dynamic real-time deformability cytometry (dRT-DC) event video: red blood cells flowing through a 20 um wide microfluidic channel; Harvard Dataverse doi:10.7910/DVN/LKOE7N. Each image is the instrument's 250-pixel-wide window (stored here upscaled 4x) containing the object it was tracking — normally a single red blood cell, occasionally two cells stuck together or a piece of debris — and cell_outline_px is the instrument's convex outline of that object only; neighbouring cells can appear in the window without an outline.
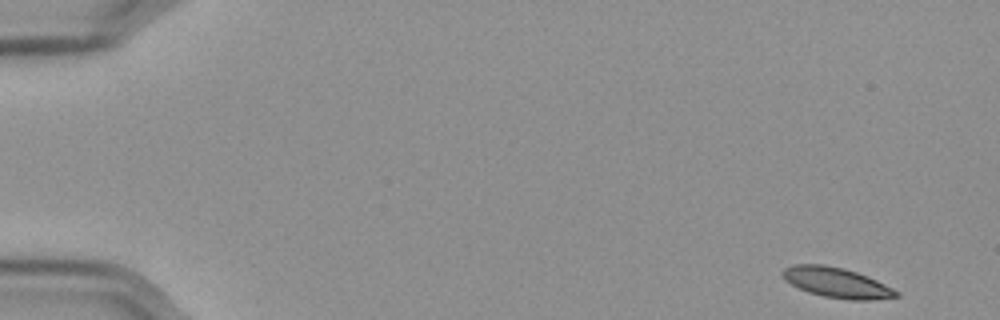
{"species": "Egyptian fruit bat (a non-hibernating species)", "species_latin": "Rousettus aegyptiacus", "temperature_condition": "cold", "stored_images_in_passage": 55, "camera_frame_rate_fps": 3000, "um_per_image_px": 0.085, "frame": {"image": 1, "passage_image": 1, "time_ms": 0.0, "image_size_px": [1000, 320], "cell_outline_px": [[900, 296], [868, 300], [852, 300], [824, 296], [808, 292], [784, 280], [780, 272], [784, 268], [792, 264], [824, 264], [844, 268], [868, 276], [900, 292]], "centroid_in_image_um": [71.09, 24.01], "position_along_channel_um": 13.9, "area_um2": 19.94}}
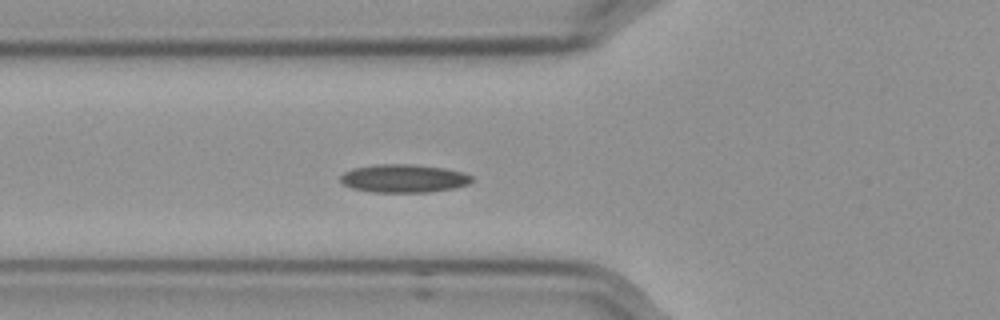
{"frame": {"image": 2, "passage_image": 19, "time_ms": 6.0, "image_size_px": [1000, 320], "cell_outline_px": [[472, 180], [468, 184], [456, 188], [428, 192], [372, 192], [352, 188], [344, 184], [340, 180], [340, 176], [344, 172], [352, 168], [376, 164], [412, 164], [444, 168], [464, 172], [472, 176]], "centroid_in_image_um": [34.32, 15.16], "position_along_channel_um": 91.5, "area_um2": 21.68}}
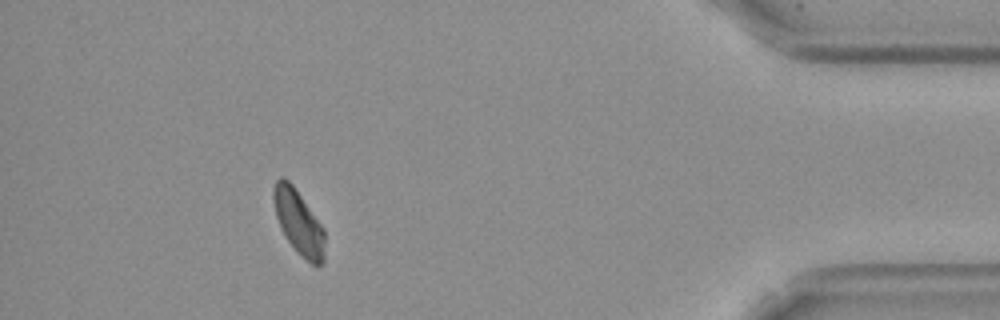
{"frame": {"image": 3, "passage_image": 50, "time_ms": 16.333, "image_size_px": [1000, 320], "cell_outline_px": [[324, 260], [316, 268], [300, 256], [296, 252], [280, 228], [276, 216], [272, 200], [272, 188], [276, 180], [280, 176], [284, 176], [292, 184], [324, 228]], "centroid_in_image_um": [25.36, 18.89], "position_along_channel_um": 409.8, "area_um2": 19.48}, "authors_computed_cell_mechanics": {"area_um2": 20.2878, "velocity_mm_per_s": 3.5528, "shape_relaxation_time_tau1_ms": null, "shape_relaxation_time_tau2_ms": 5.3139, "deformation_change_tau1": null, "deformation_change_tau2": 0.1005}}